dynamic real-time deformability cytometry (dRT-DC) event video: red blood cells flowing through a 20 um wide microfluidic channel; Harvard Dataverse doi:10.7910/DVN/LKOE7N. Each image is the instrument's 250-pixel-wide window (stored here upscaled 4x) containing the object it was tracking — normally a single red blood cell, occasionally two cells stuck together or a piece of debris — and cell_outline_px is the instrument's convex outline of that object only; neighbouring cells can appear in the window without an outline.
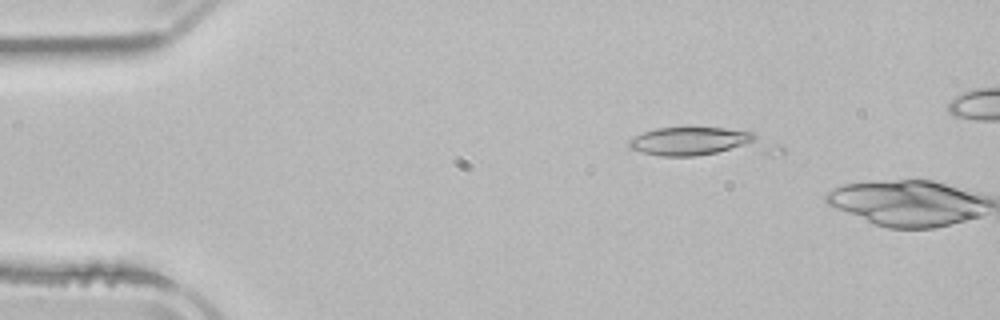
{"species": "common noctule bat (a hibernating species)", "species_latin": "Nyctalus noctula", "temperature_condition": "room temperature", "stored_images_in_passage": 2, "camera_frame_rate_fps": 3000, "um_per_image_px": 0.085, "animal": {"sex": "male", "body_mass_g": 21.5, "forearm_length_mm": 52.0}, "frame": {"image": 1, "passage_image": 1, "time_ms": 0.0, "image_size_px": [1000, 320], "cell_outline_px": [[784, 152], [772, 156], [660, 156], [640, 152], [628, 148], [628, 140], [644, 132], [656, 128], [688, 124], [692, 124], [724, 128], [752, 132], [780, 144], [784, 148]], "centroid_in_image_um": [59.76, 12.1], "position_along_channel_um": 25.2, "area_um2": 27.57}}